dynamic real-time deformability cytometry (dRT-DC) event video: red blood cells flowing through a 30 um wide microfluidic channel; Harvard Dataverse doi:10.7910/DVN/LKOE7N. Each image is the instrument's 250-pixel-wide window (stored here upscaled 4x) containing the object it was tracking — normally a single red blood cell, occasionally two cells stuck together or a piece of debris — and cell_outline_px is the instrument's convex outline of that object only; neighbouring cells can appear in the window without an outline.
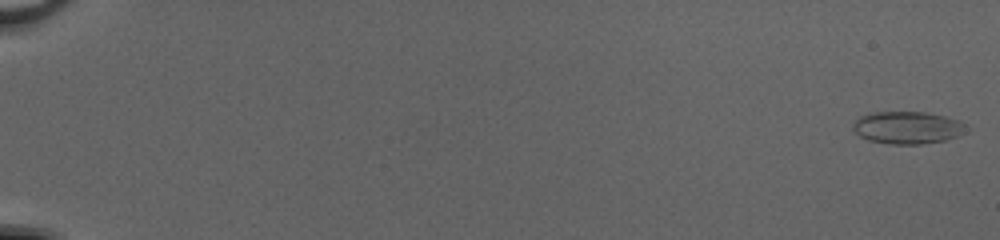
{"species": "common noctule bat (a hibernating species)", "species_latin": "Nyctalus noctula", "temperature_condition": "cold", "stored_images_in_passage": 52, "camera_frame_rate_fps": 3000, "um_per_image_px": 0.085, "animal": {"sex": "female", "body_mass_g": 20.0, "forearm_length_mm": 54.0}, "frame": {"image": 1, "passage_image": 1, "time_ms": 0.0, "image_size_px": [1000, 240], "cell_outline_px": [[964, 132], [960, 136], [944, 140], [920, 144], [892, 144], [868, 140], [860, 136], [852, 128], [852, 124], [860, 116], [872, 112], [924, 112], [944, 116], [960, 120], [964, 124]], "centroid_in_image_um": [77.11, 10.84], "position_along_channel_um": 7.9, "area_um2": 21.27}}
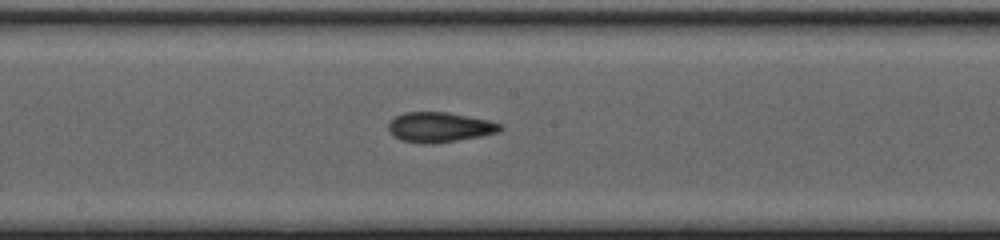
{"frame": {"image": 2, "passage_image": 31, "time_ms": 10.0, "image_size_px": [1000, 240], "cell_outline_px": [[504, 128], [496, 132], [480, 136], [432, 144], [424, 144], [400, 140], [388, 132], [388, 124], [396, 116], [404, 112], [444, 112], [488, 120], [504, 124]], "centroid_in_image_um": [37.34, 10.81], "position_along_channel_um": 210.9, "area_um2": 19.42}}
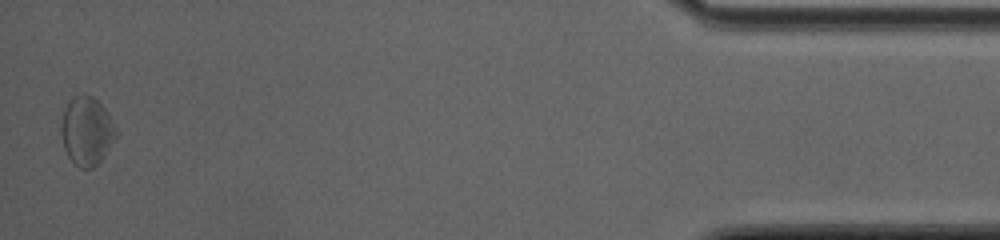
{"frame": {"image": 3, "passage_image": 52, "time_ms": 17.0, "image_size_px": [1000, 240], "cell_outline_px": [[116, 136], [104, 156], [92, 168], [80, 168], [68, 156], [64, 148], [60, 132], [60, 128], [64, 108], [72, 96], [92, 96], [108, 112], [116, 128]], "centroid_in_image_um": [7.35, 11.13], "position_along_channel_um": 427.9, "area_um2": 21.62}, "authors_computed_cell_mechanics": {"area_um2": 19.7387, "velocity_mm_per_s": 4.1403, "shape_relaxation_time_tau1_ms": 5.1299, "shape_relaxation_time_tau2_ms": 2.5338, "deformation_change_tau1": 0.1256, "deformation_change_tau2": 0.1062}}